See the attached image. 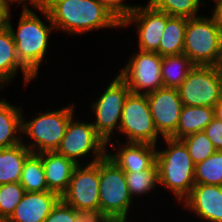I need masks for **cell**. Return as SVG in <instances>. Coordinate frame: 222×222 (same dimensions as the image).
Returning <instances> with one entry per match:
<instances>
[{
    "instance_id": "obj_32",
    "label": "cell",
    "mask_w": 222,
    "mask_h": 222,
    "mask_svg": "<svg viewBox=\"0 0 222 222\" xmlns=\"http://www.w3.org/2000/svg\"><path fill=\"white\" fill-rule=\"evenodd\" d=\"M76 222H107L110 218L100 209H75Z\"/></svg>"
},
{
    "instance_id": "obj_38",
    "label": "cell",
    "mask_w": 222,
    "mask_h": 222,
    "mask_svg": "<svg viewBox=\"0 0 222 222\" xmlns=\"http://www.w3.org/2000/svg\"><path fill=\"white\" fill-rule=\"evenodd\" d=\"M127 216H114L111 217V222H126Z\"/></svg>"
},
{
    "instance_id": "obj_24",
    "label": "cell",
    "mask_w": 222,
    "mask_h": 222,
    "mask_svg": "<svg viewBox=\"0 0 222 222\" xmlns=\"http://www.w3.org/2000/svg\"><path fill=\"white\" fill-rule=\"evenodd\" d=\"M187 18L170 17L159 43V55H178L183 53Z\"/></svg>"
},
{
    "instance_id": "obj_33",
    "label": "cell",
    "mask_w": 222,
    "mask_h": 222,
    "mask_svg": "<svg viewBox=\"0 0 222 222\" xmlns=\"http://www.w3.org/2000/svg\"><path fill=\"white\" fill-rule=\"evenodd\" d=\"M209 140L217 151H222V121L214 117L211 123L204 129Z\"/></svg>"
},
{
    "instance_id": "obj_16",
    "label": "cell",
    "mask_w": 222,
    "mask_h": 222,
    "mask_svg": "<svg viewBox=\"0 0 222 222\" xmlns=\"http://www.w3.org/2000/svg\"><path fill=\"white\" fill-rule=\"evenodd\" d=\"M184 204L203 220L222 222V186L195 184Z\"/></svg>"
},
{
    "instance_id": "obj_3",
    "label": "cell",
    "mask_w": 222,
    "mask_h": 222,
    "mask_svg": "<svg viewBox=\"0 0 222 222\" xmlns=\"http://www.w3.org/2000/svg\"><path fill=\"white\" fill-rule=\"evenodd\" d=\"M168 148L157 151L159 184L171 189L180 201L185 200L195 185V164L182 140L164 138ZM183 199V200H182Z\"/></svg>"
},
{
    "instance_id": "obj_6",
    "label": "cell",
    "mask_w": 222,
    "mask_h": 222,
    "mask_svg": "<svg viewBox=\"0 0 222 222\" xmlns=\"http://www.w3.org/2000/svg\"><path fill=\"white\" fill-rule=\"evenodd\" d=\"M73 106L41 113L40 116L28 122L22 118L23 134L25 133L34 140V144L31 143L26 147L32 153L37 154L56 151L64 137L68 122L73 118Z\"/></svg>"
},
{
    "instance_id": "obj_14",
    "label": "cell",
    "mask_w": 222,
    "mask_h": 222,
    "mask_svg": "<svg viewBox=\"0 0 222 222\" xmlns=\"http://www.w3.org/2000/svg\"><path fill=\"white\" fill-rule=\"evenodd\" d=\"M156 130L170 138L178 127L183 104L177 88H160L146 94Z\"/></svg>"
},
{
    "instance_id": "obj_31",
    "label": "cell",
    "mask_w": 222,
    "mask_h": 222,
    "mask_svg": "<svg viewBox=\"0 0 222 222\" xmlns=\"http://www.w3.org/2000/svg\"><path fill=\"white\" fill-rule=\"evenodd\" d=\"M44 222H76L75 208L67 205L60 199Z\"/></svg>"
},
{
    "instance_id": "obj_17",
    "label": "cell",
    "mask_w": 222,
    "mask_h": 222,
    "mask_svg": "<svg viewBox=\"0 0 222 222\" xmlns=\"http://www.w3.org/2000/svg\"><path fill=\"white\" fill-rule=\"evenodd\" d=\"M126 144L115 155H106L124 172L148 170L156 163V145L128 142Z\"/></svg>"
},
{
    "instance_id": "obj_40",
    "label": "cell",
    "mask_w": 222,
    "mask_h": 222,
    "mask_svg": "<svg viewBox=\"0 0 222 222\" xmlns=\"http://www.w3.org/2000/svg\"><path fill=\"white\" fill-rule=\"evenodd\" d=\"M219 67L222 69V60H221V63H220V65H219Z\"/></svg>"
},
{
    "instance_id": "obj_35",
    "label": "cell",
    "mask_w": 222,
    "mask_h": 222,
    "mask_svg": "<svg viewBox=\"0 0 222 222\" xmlns=\"http://www.w3.org/2000/svg\"><path fill=\"white\" fill-rule=\"evenodd\" d=\"M18 0H0V31L8 28L9 22V5Z\"/></svg>"
},
{
    "instance_id": "obj_18",
    "label": "cell",
    "mask_w": 222,
    "mask_h": 222,
    "mask_svg": "<svg viewBox=\"0 0 222 222\" xmlns=\"http://www.w3.org/2000/svg\"><path fill=\"white\" fill-rule=\"evenodd\" d=\"M48 190L60 197L67 190L74 169L78 164L63 155L53 152L40 153Z\"/></svg>"
},
{
    "instance_id": "obj_9",
    "label": "cell",
    "mask_w": 222,
    "mask_h": 222,
    "mask_svg": "<svg viewBox=\"0 0 222 222\" xmlns=\"http://www.w3.org/2000/svg\"><path fill=\"white\" fill-rule=\"evenodd\" d=\"M130 93L126 82L118 75L97 102L92 104V109L96 114V123L92 125L106 144L111 140L109 138L113 129L117 127L119 130L124 103Z\"/></svg>"
},
{
    "instance_id": "obj_13",
    "label": "cell",
    "mask_w": 222,
    "mask_h": 222,
    "mask_svg": "<svg viewBox=\"0 0 222 222\" xmlns=\"http://www.w3.org/2000/svg\"><path fill=\"white\" fill-rule=\"evenodd\" d=\"M170 17L167 13L155 9L149 3L144 8L135 5L122 21V26L135 22L137 32H139L140 50L159 54L160 39Z\"/></svg>"
},
{
    "instance_id": "obj_15",
    "label": "cell",
    "mask_w": 222,
    "mask_h": 222,
    "mask_svg": "<svg viewBox=\"0 0 222 222\" xmlns=\"http://www.w3.org/2000/svg\"><path fill=\"white\" fill-rule=\"evenodd\" d=\"M60 199V196L52 191L25 192L5 222H44Z\"/></svg>"
},
{
    "instance_id": "obj_28",
    "label": "cell",
    "mask_w": 222,
    "mask_h": 222,
    "mask_svg": "<svg viewBox=\"0 0 222 222\" xmlns=\"http://www.w3.org/2000/svg\"><path fill=\"white\" fill-rule=\"evenodd\" d=\"M149 4L157 10L172 17L196 18L200 0H149Z\"/></svg>"
},
{
    "instance_id": "obj_4",
    "label": "cell",
    "mask_w": 222,
    "mask_h": 222,
    "mask_svg": "<svg viewBox=\"0 0 222 222\" xmlns=\"http://www.w3.org/2000/svg\"><path fill=\"white\" fill-rule=\"evenodd\" d=\"M183 53L194 65L219 66L222 60V30L214 18H189Z\"/></svg>"
},
{
    "instance_id": "obj_19",
    "label": "cell",
    "mask_w": 222,
    "mask_h": 222,
    "mask_svg": "<svg viewBox=\"0 0 222 222\" xmlns=\"http://www.w3.org/2000/svg\"><path fill=\"white\" fill-rule=\"evenodd\" d=\"M24 74L25 84L35 78L20 62L16 53V44L9 28L0 31V88L16 74L17 69Z\"/></svg>"
},
{
    "instance_id": "obj_8",
    "label": "cell",
    "mask_w": 222,
    "mask_h": 222,
    "mask_svg": "<svg viewBox=\"0 0 222 222\" xmlns=\"http://www.w3.org/2000/svg\"><path fill=\"white\" fill-rule=\"evenodd\" d=\"M120 131L127 135L128 143L156 145L159 133L155 128L146 94L130 93L127 96Z\"/></svg>"
},
{
    "instance_id": "obj_26",
    "label": "cell",
    "mask_w": 222,
    "mask_h": 222,
    "mask_svg": "<svg viewBox=\"0 0 222 222\" xmlns=\"http://www.w3.org/2000/svg\"><path fill=\"white\" fill-rule=\"evenodd\" d=\"M195 184L222 186V151L195 165Z\"/></svg>"
},
{
    "instance_id": "obj_11",
    "label": "cell",
    "mask_w": 222,
    "mask_h": 222,
    "mask_svg": "<svg viewBox=\"0 0 222 222\" xmlns=\"http://www.w3.org/2000/svg\"><path fill=\"white\" fill-rule=\"evenodd\" d=\"M105 148L106 142L97 134L92 123L74 122L71 118L56 152L80 164L78 157L87 155L92 150L95 157L91 163H94L107 155Z\"/></svg>"
},
{
    "instance_id": "obj_36",
    "label": "cell",
    "mask_w": 222,
    "mask_h": 222,
    "mask_svg": "<svg viewBox=\"0 0 222 222\" xmlns=\"http://www.w3.org/2000/svg\"><path fill=\"white\" fill-rule=\"evenodd\" d=\"M212 17L214 18L219 28L222 30V0H216V6Z\"/></svg>"
},
{
    "instance_id": "obj_29",
    "label": "cell",
    "mask_w": 222,
    "mask_h": 222,
    "mask_svg": "<svg viewBox=\"0 0 222 222\" xmlns=\"http://www.w3.org/2000/svg\"><path fill=\"white\" fill-rule=\"evenodd\" d=\"M181 140L187 146L189 155L195 165L206 160L217 151L204 131L186 136Z\"/></svg>"
},
{
    "instance_id": "obj_10",
    "label": "cell",
    "mask_w": 222,
    "mask_h": 222,
    "mask_svg": "<svg viewBox=\"0 0 222 222\" xmlns=\"http://www.w3.org/2000/svg\"><path fill=\"white\" fill-rule=\"evenodd\" d=\"M161 64L162 56L158 53L139 50L118 75L131 93L148 94L163 88ZM140 89L146 91L140 92Z\"/></svg>"
},
{
    "instance_id": "obj_5",
    "label": "cell",
    "mask_w": 222,
    "mask_h": 222,
    "mask_svg": "<svg viewBox=\"0 0 222 222\" xmlns=\"http://www.w3.org/2000/svg\"><path fill=\"white\" fill-rule=\"evenodd\" d=\"M177 89L184 106L214 108L222 98V69L195 65Z\"/></svg>"
},
{
    "instance_id": "obj_1",
    "label": "cell",
    "mask_w": 222,
    "mask_h": 222,
    "mask_svg": "<svg viewBox=\"0 0 222 222\" xmlns=\"http://www.w3.org/2000/svg\"><path fill=\"white\" fill-rule=\"evenodd\" d=\"M41 5L54 28L69 34L122 26V22L97 0H45Z\"/></svg>"
},
{
    "instance_id": "obj_27",
    "label": "cell",
    "mask_w": 222,
    "mask_h": 222,
    "mask_svg": "<svg viewBox=\"0 0 222 222\" xmlns=\"http://www.w3.org/2000/svg\"><path fill=\"white\" fill-rule=\"evenodd\" d=\"M128 191L133 198L134 195H142L151 191L159 184V170L155 163L150 169L137 172H125Z\"/></svg>"
},
{
    "instance_id": "obj_7",
    "label": "cell",
    "mask_w": 222,
    "mask_h": 222,
    "mask_svg": "<svg viewBox=\"0 0 222 222\" xmlns=\"http://www.w3.org/2000/svg\"><path fill=\"white\" fill-rule=\"evenodd\" d=\"M131 200L125 172L107 156L99 160V208L109 218L127 216Z\"/></svg>"
},
{
    "instance_id": "obj_22",
    "label": "cell",
    "mask_w": 222,
    "mask_h": 222,
    "mask_svg": "<svg viewBox=\"0 0 222 222\" xmlns=\"http://www.w3.org/2000/svg\"><path fill=\"white\" fill-rule=\"evenodd\" d=\"M22 112L20 107L0 100V148L16 146L22 141L16 133L22 132ZM19 129V130H18Z\"/></svg>"
},
{
    "instance_id": "obj_20",
    "label": "cell",
    "mask_w": 222,
    "mask_h": 222,
    "mask_svg": "<svg viewBox=\"0 0 222 222\" xmlns=\"http://www.w3.org/2000/svg\"><path fill=\"white\" fill-rule=\"evenodd\" d=\"M214 117L213 107L183 106L178 127L170 138L181 140L186 136L204 131Z\"/></svg>"
},
{
    "instance_id": "obj_34",
    "label": "cell",
    "mask_w": 222,
    "mask_h": 222,
    "mask_svg": "<svg viewBox=\"0 0 222 222\" xmlns=\"http://www.w3.org/2000/svg\"><path fill=\"white\" fill-rule=\"evenodd\" d=\"M104 5L109 11H111L121 22L127 17L130 11L133 9L131 5H125L122 3L124 0H97Z\"/></svg>"
},
{
    "instance_id": "obj_37",
    "label": "cell",
    "mask_w": 222,
    "mask_h": 222,
    "mask_svg": "<svg viewBox=\"0 0 222 222\" xmlns=\"http://www.w3.org/2000/svg\"><path fill=\"white\" fill-rule=\"evenodd\" d=\"M214 115L217 119L222 121V98L221 100L214 106Z\"/></svg>"
},
{
    "instance_id": "obj_2",
    "label": "cell",
    "mask_w": 222,
    "mask_h": 222,
    "mask_svg": "<svg viewBox=\"0 0 222 222\" xmlns=\"http://www.w3.org/2000/svg\"><path fill=\"white\" fill-rule=\"evenodd\" d=\"M41 11L50 22L48 27L24 3L17 34L8 22L13 40L16 44L17 57L21 64L34 76H37L39 64L42 62L48 46V37L54 28L47 10L41 4H32Z\"/></svg>"
},
{
    "instance_id": "obj_12",
    "label": "cell",
    "mask_w": 222,
    "mask_h": 222,
    "mask_svg": "<svg viewBox=\"0 0 222 222\" xmlns=\"http://www.w3.org/2000/svg\"><path fill=\"white\" fill-rule=\"evenodd\" d=\"M61 200L75 209L99 208V160L74 169Z\"/></svg>"
},
{
    "instance_id": "obj_21",
    "label": "cell",
    "mask_w": 222,
    "mask_h": 222,
    "mask_svg": "<svg viewBox=\"0 0 222 222\" xmlns=\"http://www.w3.org/2000/svg\"><path fill=\"white\" fill-rule=\"evenodd\" d=\"M31 153L23 143L0 148V185L20 182L24 162Z\"/></svg>"
},
{
    "instance_id": "obj_30",
    "label": "cell",
    "mask_w": 222,
    "mask_h": 222,
    "mask_svg": "<svg viewBox=\"0 0 222 222\" xmlns=\"http://www.w3.org/2000/svg\"><path fill=\"white\" fill-rule=\"evenodd\" d=\"M24 193V187L19 182L0 185V218L4 222L14 212Z\"/></svg>"
},
{
    "instance_id": "obj_39",
    "label": "cell",
    "mask_w": 222,
    "mask_h": 222,
    "mask_svg": "<svg viewBox=\"0 0 222 222\" xmlns=\"http://www.w3.org/2000/svg\"><path fill=\"white\" fill-rule=\"evenodd\" d=\"M19 1V4L20 3H24L25 2V0H18ZM45 0H29V2L31 3V4H41V3H43Z\"/></svg>"
},
{
    "instance_id": "obj_25",
    "label": "cell",
    "mask_w": 222,
    "mask_h": 222,
    "mask_svg": "<svg viewBox=\"0 0 222 222\" xmlns=\"http://www.w3.org/2000/svg\"><path fill=\"white\" fill-rule=\"evenodd\" d=\"M19 183L24 187L25 192L49 191L43 162L39 153H31L26 158Z\"/></svg>"
},
{
    "instance_id": "obj_23",
    "label": "cell",
    "mask_w": 222,
    "mask_h": 222,
    "mask_svg": "<svg viewBox=\"0 0 222 222\" xmlns=\"http://www.w3.org/2000/svg\"><path fill=\"white\" fill-rule=\"evenodd\" d=\"M195 65L184 54L162 56L163 87L178 88Z\"/></svg>"
}]
</instances>
